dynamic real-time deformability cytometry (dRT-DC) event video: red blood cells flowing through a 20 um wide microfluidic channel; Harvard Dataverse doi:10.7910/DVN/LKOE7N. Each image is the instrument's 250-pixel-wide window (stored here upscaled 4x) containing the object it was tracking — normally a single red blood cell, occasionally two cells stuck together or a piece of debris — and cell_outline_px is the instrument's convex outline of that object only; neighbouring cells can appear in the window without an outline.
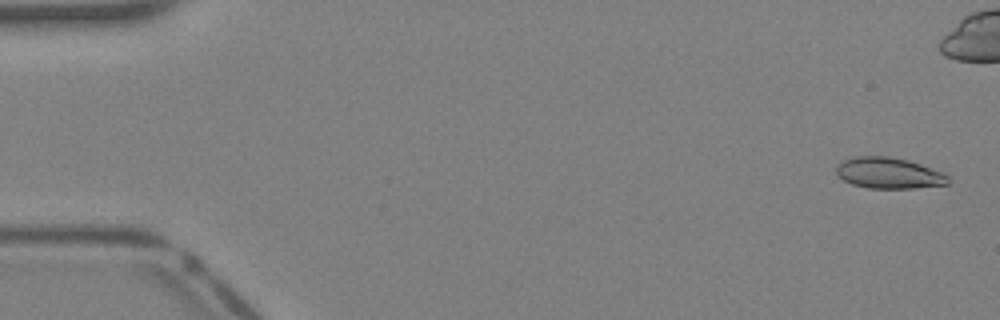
{"species": "Egyptian fruit bat (a non-hibernating species)", "species_latin": "Rousettus aegyptiacus", "temperature_condition": "warm", "stored_images_in_passage": 41, "camera_frame_rate_fps": 3000, "um_per_image_px": 0.085, "animal": {"sex": "female"}, "frame": {"image": 1, "passage_image": 2, "time_ms": 0.333, "image_size_px": [1000, 320], "cell_outline_px": [[948, 184], [912, 188], [868, 188], [852, 184], [844, 180], [836, 172], [836, 168], [844, 160], [852, 156], [888, 156], [908, 160], [944, 172], [948, 176]], "centroid_in_image_um": [75.56, 14.7], "position_along_channel_um": 9.4, "area_um2": 20.11}}
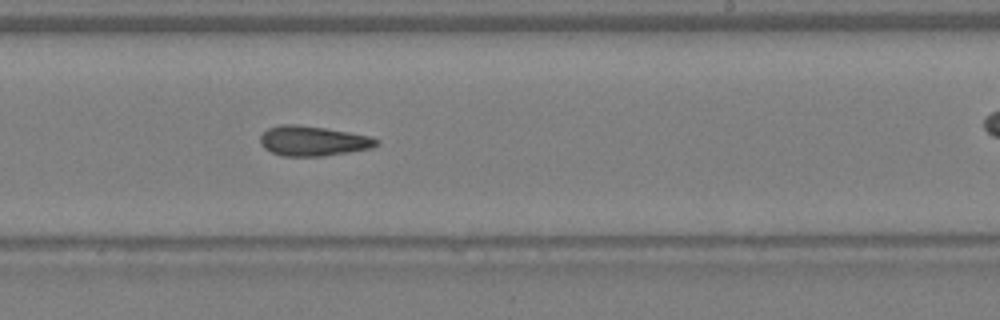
{"frame": {"image": 2, "passage_image": 25, "time_ms": 8.0, "image_size_px": [1000, 320], "cell_outline_px": [[380, 144], [372, 148], [348, 152], [320, 156], [284, 156], [272, 152], [264, 148], [260, 144], [260, 136], [268, 128], [280, 124], [296, 124], [324, 128], [372, 136], [380, 140]], "centroid_in_image_um": [26.62, 11.97], "position_along_channel_um": 262.4, "area_um2": 20.29}}
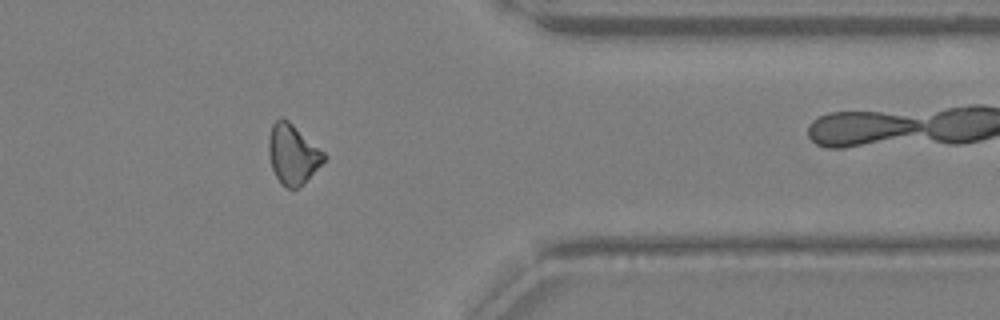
{"frame": {"image": 3, "passage_image": 33, "time_ms": 10.667, "image_size_px": [1000, 320], "cell_outline_px": [[324, 160], [296, 188], [288, 188], [280, 184], [272, 168], [268, 156], [268, 136], [272, 124], [280, 116], [288, 120], [324, 152]], "centroid_in_image_um": [24.81, 13.06], "position_along_channel_um": 386.6, "area_um2": 18.79}}